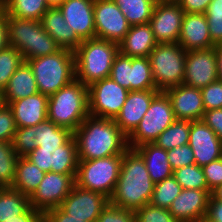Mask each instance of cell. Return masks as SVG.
Wrapping results in <instances>:
<instances>
[{
    "mask_svg": "<svg viewBox=\"0 0 222 222\" xmlns=\"http://www.w3.org/2000/svg\"><path fill=\"white\" fill-rule=\"evenodd\" d=\"M154 185L142 156L135 149L128 148L123 154L119 178L109 203L135 212L150 203Z\"/></svg>",
    "mask_w": 222,
    "mask_h": 222,
    "instance_id": "obj_1",
    "label": "cell"
},
{
    "mask_svg": "<svg viewBox=\"0 0 222 222\" xmlns=\"http://www.w3.org/2000/svg\"><path fill=\"white\" fill-rule=\"evenodd\" d=\"M78 160H92L124 154L128 149L127 136L114 119L88 115L73 132Z\"/></svg>",
    "mask_w": 222,
    "mask_h": 222,
    "instance_id": "obj_2",
    "label": "cell"
},
{
    "mask_svg": "<svg viewBox=\"0 0 222 222\" xmlns=\"http://www.w3.org/2000/svg\"><path fill=\"white\" fill-rule=\"evenodd\" d=\"M119 44L97 37L84 40L74 51L76 79L85 86L110 77Z\"/></svg>",
    "mask_w": 222,
    "mask_h": 222,
    "instance_id": "obj_3",
    "label": "cell"
},
{
    "mask_svg": "<svg viewBox=\"0 0 222 222\" xmlns=\"http://www.w3.org/2000/svg\"><path fill=\"white\" fill-rule=\"evenodd\" d=\"M89 115L88 87L76 78L48 97L47 119L74 132Z\"/></svg>",
    "mask_w": 222,
    "mask_h": 222,
    "instance_id": "obj_4",
    "label": "cell"
},
{
    "mask_svg": "<svg viewBox=\"0 0 222 222\" xmlns=\"http://www.w3.org/2000/svg\"><path fill=\"white\" fill-rule=\"evenodd\" d=\"M26 62L33 71L38 92L48 97L76 78L75 55L67 49Z\"/></svg>",
    "mask_w": 222,
    "mask_h": 222,
    "instance_id": "obj_5",
    "label": "cell"
},
{
    "mask_svg": "<svg viewBox=\"0 0 222 222\" xmlns=\"http://www.w3.org/2000/svg\"><path fill=\"white\" fill-rule=\"evenodd\" d=\"M7 26L9 46L18 50L25 62L54 54L61 49L38 20L7 16Z\"/></svg>",
    "mask_w": 222,
    "mask_h": 222,
    "instance_id": "obj_6",
    "label": "cell"
},
{
    "mask_svg": "<svg viewBox=\"0 0 222 222\" xmlns=\"http://www.w3.org/2000/svg\"><path fill=\"white\" fill-rule=\"evenodd\" d=\"M123 154L92 160H79L75 185L110 198L117 184Z\"/></svg>",
    "mask_w": 222,
    "mask_h": 222,
    "instance_id": "obj_7",
    "label": "cell"
},
{
    "mask_svg": "<svg viewBox=\"0 0 222 222\" xmlns=\"http://www.w3.org/2000/svg\"><path fill=\"white\" fill-rule=\"evenodd\" d=\"M186 52L179 43L157 44L149 55L158 91L183 84Z\"/></svg>",
    "mask_w": 222,
    "mask_h": 222,
    "instance_id": "obj_8",
    "label": "cell"
},
{
    "mask_svg": "<svg viewBox=\"0 0 222 222\" xmlns=\"http://www.w3.org/2000/svg\"><path fill=\"white\" fill-rule=\"evenodd\" d=\"M175 120L169 97L164 91H160L153 98L138 126L127 137L128 148L134 149L145 143H154Z\"/></svg>",
    "mask_w": 222,
    "mask_h": 222,
    "instance_id": "obj_9",
    "label": "cell"
},
{
    "mask_svg": "<svg viewBox=\"0 0 222 222\" xmlns=\"http://www.w3.org/2000/svg\"><path fill=\"white\" fill-rule=\"evenodd\" d=\"M128 90L106 77L88 87L89 115L115 119L123 107Z\"/></svg>",
    "mask_w": 222,
    "mask_h": 222,
    "instance_id": "obj_10",
    "label": "cell"
},
{
    "mask_svg": "<svg viewBox=\"0 0 222 222\" xmlns=\"http://www.w3.org/2000/svg\"><path fill=\"white\" fill-rule=\"evenodd\" d=\"M45 173L76 174L78 167L77 144L72 136L60 147H36L25 156Z\"/></svg>",
    "mask_w": 222,
    "mask_h": 222,
    "instance_id": "obj_11",
    "label": "cell"
},
{
    "mask_svg": "<svg viewBox=\"0 0 222 222\" xmlns=\"http://www.w3.org/2000/svg\"><path fill=\"white\" fill-rule=\"evenodd\" d=\"M76 174L48 172L29 197L30 205L41 212L59 207L75 185Z\"/></svg>",
    "mask_w": 222,
    "mask_h": 222,
    "instance_id": "obj_12",
    "label": "cell"
},
{
    "mask_svg": "<svg viewBox=\"0 0 222 222\" xmlns=\"http://www.w3.org/2000/svg\"><path fill=\"white\" fill-rule=\"evenodd\" d=\"M184 15L176 1L156 2L149 24L157 44L178 43Z\"/></svg>",
    "mask_w": 222,
    "mask_h": 222,
    "instance_id": "obj_13",
    "label": "cell"
},
{
    "mask_svg": "<svg viewBox=\"0 0 222 222\" xmlns=\"http://www.w3.org/2000/svg\"><path fill=\"white\" fill-rule=\"evenodd\" d=\"M95 37L119 44L130 29L125 15L113 0L94 1Z\"/></svg>",
    "mask_w": 222,
    "mask_h": 222,
    "instance_id": "obj_14",
    "label": "cell"
},
{
    "mask_svg": "<svg viewBox=\"0 0 222 222\" xmlns=\"http://www.w3.org/2000/svg\"><path fill=\"white\" fill-rule=\"evenodd\" d=\"M218 80L215 49H199L186 52L183 84L203 88Z\"/></svg>",
    "mask_w": 222,
    "mask_h": 222,
    "instance_id": "obj_15",
    "label": "cell"
},
{
    "mask_svg": "<svg viewBox=\"0 0 222 222\" xmlns=\"http://www.w3.org/2000/svg\"><path fill=\"white\" fill-rule=\"evenodd\" d=\"M109 204V198L102 193L89 191L74 185L59 208L72 217L95 222Z\"/></svg>",
    "mask_w": 222,
    "mask_h": 222,
    "instance_id": "obj_16",
    "label": "cell"
},
{
    "mask_svg": "<svg viewBox=\"0 0 222 222\" xmlns=\"http://www.w3.org/2000/svg\"><path fill=\"white\" fill-rule=\"evenodd\" d=\"M188 144L199 167L222 157V141L203 120L191 121Z\"/></svg>",
    "mask_w": 222,
    "mask_h": 222,
    "instance_id": "obj_17",
    "label": "cell"
},
{
    "mask_svg": "<svg viewBox=\"0 0 222 222\" xmlns=\"http://www.w3.org/2000/svg\"><path fill=\"white\" fill-rule=\"evenodd\" d=\"M169 97L175 119L202 120L205 109L201 89L180 84L164 91Z\"/></svg>",
    "mask_w": 222,
    "mask_h": 222,
    "instance_id": "obj_18",
    "label": "cell"
},
{
    "mask_svg": "<svg viewBox=\"0 0 222 222\" xmlns=\"http://www.w3.org/2000/svg\"><path fill=\"white\" fill-rule=\"evenodd\" d=\"M157 89L129 91L120 113L114 119L119 129L128 137L147 112Z\"/></svg>",
    "mask_w": 222,
    "mask_h": 222,
    "instance_id": "obj_19",
    "label": "cell"
},
{
    "mask_svg": "<svg viewBox=\"0 0 222 222\" xmlns=\"http://www.w3.org/2000/svg\"><path fill=\"white\" fill-rule=\"evenodd\" d=\"M94 1L65 0L58 7L68 26L74 30L81 41L95 37Z\"/></svg>",
    "mask_w": 222,
    "mask_h": 222,
    "instance_id": "obj_20",
    "label": "cell"
},
{
    "mask_svg": "<svg viewBox=\"0 0 222 222\" xmlns=\"http://www.w3.org/2000/svg\"><path fill=\"white\" fill-rule=\"evenodd\" d=\"M210 196L206 190L182 189L168 210L178 222H200L206 216Z\"/></svg>",
    "mask_w": 222,
    "mask_h": 222,
    "instance_id": "obj_21",
    "label": "cell"
},
{
    "mask_svg": "<svg viewBox=\"0 0 222 222\" xmlns=\"http://www.w3.org/2000/svg\"><path fill=\"white\" fill-rule=\"evenodd\" d=\"M178 43L185 51L210 49L215 46L204 13H185Z\"/></svg>",
    "mask_w": 222,
    "mask_h": 222,
    "instance_id": "obj_22",
    "label": "cell"
},
{
    "mask_svg": "<svg viewBox=\"0 0 222 222\" xmlns=\"http://www.w3.org/2000/svg\"><path fill=\"white\" fill-rule=\"evenodd\" d=\"M12 110L16 127L37 126L47 119L48 96L37 94L8 103Z\"/></svg>",
    "mask_w": 222,
    "mask_h": 222,
    "instance_id": "obj_23",
    "label": "cell"
},
{
    "mask_svg": "<svg viewBox=\"0 0 222 222\" xmlns=\"http://www.w3.org/2000/svg\"><path fill=\"white\" fill-rule=\"evenodd\" d=\"M44 30L55 40L61 49L75 51L82 42L74 30L68 26L58 7L48 8L40 19Z\"/></svg>",
    "mask_w": 222,
    "mask_h": 222,
    "instance_id": "obj_24",
    "label": "cell"
},
{
    "mask_svg": "<svg viewBox=\"0 0 222 222\" xmlns=\"http://www.w3.org/2000/svg\"><path fill=\"white\" fill-rule=\"evenodd\" d=\"M156 45L149 23L132 25L119 43V52L128 57H149Z\"/></svg>",
    "mask_w": 222,
    "mask_h": 222,
    "instance_id": "obj_25",
    "label": "cell"
},
{
    "mask_svg": "<svg viewBox=\"0 0 222 222\" xmlns=\"http://www.w3.org/2000/svg\"><path fill=\"white\" fill-rule=\"evenodd\" d=\"M38 93L33 71L27 62L16 69L7 86L1 92V102L8 104Z\"/></svg>",
    "mask_w": 222,
    "mask_h": 222,
    "instance_id": "obj_26",
    "label": "cell"
},
{
    "mask_svg": "<svg viewBox=\"0 0 222 222\" xmlns=\"http://www.w3.org/2000/svg\"><path fill=\"white\" fill-rule=\"evenodd\" d=\"M134 149L142 156L149 176L154 183L173 176L166 150L155 143H145Z\"/></svg>",
    "mask_w": 222,
    "mask_h": 222,
    "instance_id": "obj_27",
    "label": "cell"
},
{
    "mask_svg": "<svg viewBox=\"0 0 222 222\" xmlns=\"http://www.w3.org/2000/svg\"><path fill=\"white\" fill-rule=\"evenodd\" d=\"M45 174L26 157H19L11 188L30 197L36 191Z\"/></svg>",
    "mask_w": 222,
    "mask_h": 222,
    "instance_id": "obj_28",
    "label": "cell"
},
{
    "mask_svg": "<svg viewBox=\"0 0 222 222\" xmlns=\"http://www.w3.org/2000/svg\"><path fill=\"white\" fill-rule=\"evenodd\" d=\"M0 8L6 16L40 21L49 7L45 0H1Z\"/></svg>",
    "mask_w": 222,
    "mask_h": 222,
    "instance_id": "obj_29",
    "label": "cell"
},
{
    "mask_svg": "<svg viewBox=\"0 0 222 222\" xmlns=\"http://www.w3.org/2000/svg\"><path fill=\"white\" fill-rule=\"evenodd\" d=\"M30 198L11 187L0 188V222L15 219L29 208Z\"/></svg>",
    "mask_w": 222,
    "mask_h": 222,
    "instance_id": "obj_30",
    "label": "cell"
},
{
    "mask_svg": "<svg viewBox=\"0 0 222 222\" xmlns=\"http://www.w3.org/2000/svg\"><path fill=\"white\" fill-rule=\"evenodd\" d=\"M157 1L158 0H113L131 26L149 23Z\"/></svg>",
    "mask_w": 222,
    "mask_h": 222,
    "instance_id": "obj_31",
    "label": "cell"
},
{
    "mask_svg": "<svg viewBox=\"0 0 222 222\" xmlns=\"http://www.w3.org/2000/svg\"><path fill=\"white\" fill-rule=\"evenodd\" d=\"M35 136L37 147H60L73 136V132L46 119L36 126Z\"/></svg>",
    "mask_w": 222,
    "mask_h": 222,
    "instance_id": "obj_32",
    "label": "cell"
},
{
    "mask_svg": "<svg viewBox=\"0 0 222 222\" xmlns=\"http://www.w3.org/2000/svg\"><path fill=\"white\" fill-rule=\"evenodd\" d=\"M190 127L191 121L176 119L158 136L154 143L166 151L186 145L189 141Z\"/></svg>",
    "mask_w": 222,
    "mask_h": 222,
    "instance_id": "obj_33",
    "label": "cell"
},
{
    "mask_svg": "<svg viewBox=\"0 0 222 222\" xmlns=\"http://www.w3.org/2000/svg\"><path fill=\"white\" fill-rule=\"evenodd\" d=\"M157 89L149 57H131V91Z\"/></svg>",
    "mask_w": 222,
    "mask_h": 222,
    "instance_id": "obj_34",
    "label": "cell"
},
{
    "mask_svg": "<svg viewBox=\"0 0 222 222\" xmlns=\"http://www.w3.org/2000/svg\"><path fill=\"white\" fill-rule=\"evenodd\" d=\"M173 177L182 189L206 190L210 195L212 194V191L208 188L202 167H199L196 163L174 170Z\"/></svg>",
    "mask_w": 222,
    "mask_h": 222,
    "instance_id": "obj_35",
    "label": "cell"
},
{
    "mask_svg": "<svg viewBox=\"0 0 222 222\" xmlns=\"http://www.w3.org/2000/svg\"><path fill=\"white\" fill-rule=\"evenodd\" d=\"M18 158L12 143L0 141V188L12 186Z\"/></svg>",
    "mask_w": 222,
    "mask_h": 222,
    "instance_id": "obj_36",
    "label": "cell"
},
{
    "mask_svg": "<svg viewBox=\"0 0 222 222\" xmlns=\"http://www.w3.org/2000/svg\"><path fill=\"white\" fill-rule=\"evenodd\" d=\"M182 187L173 176L155 183L150 204L169 209L174 199L181 193Z\"/></svg>",
    "mask_w": 222,
    "mask_h": 222,
    "instance_id": "obj_37",
    "label": "cell"
},
{
    "mask_svg": "<svg viewBox=\"0 0 222 222\" xmlns=\"http://www.w3.org/2000/svg\"><path fill=\"white\" fill-rule=\"evenodd\" d=\"M24 62V57L14 47L8 46L0 50V92L7 86L16 69Z\"/></svg>",
    "mask_w": 222,
    "mask_h": 222,
    "instance_id": "obj_38",
    "label": "cell"
},
{
    "mask_svg": "<svg viewBox=\"0 0 222 222\" xmlns=\"http://www.w3.org/2000/svg\"><path fill=\"white\" fill-rule=\"evenodd\" d=\"M204 14L212 43L214 45L222 43V0H212Z\"/></svg>",
    "mask_w": 222,
    "mask_h": 222,
    "instance_id": "obj_39",
    "label": "cell"
},
{
    "mask_svg": "<svg viewBox=\"0 0 222 222\" xmlns=\"http://www.w3.org/2000/svg\"><path fill=\"white\" fill-rule=\"evenodd\" d=\"M35 135L36 126L17 128L12 145L19 157H25L37 147Z\"/></svg>",
    "mask_w": 222,
    "mask_h": 222,
    "instance_id": "obj_40",
    "label": "cell"
},
{
    "mask_svg": "<svg viewBox=\"0 0 222 222\" xmlns=\"http://www.w3.org/2000/svg\"><path fill=\"white\" fill-rule=\"evenodd\" d=\"M110 77L123 88L131 91V57L119 52L114 58Z\"/></svg>",
    "mask_w": 222,
    "mask_h": 222,
    "instance_id": "obj_41",
    "label": "cell"
},
{
    "mask_svg": "<svg viewBox=\"0 0 222 222\" xmlns=\"http://www.w3.org/2000/svg\"><path fill=\"white\" fill-rule=\"evenodd\" d=\"M136 222H178L166 208L148 203L134 212Z\"/></svg>",
    "mask_w": 222,
    "mask_h": 222,
    "instance_id": "obj_42",
    "label": "cell"
},
{
    "mask_svg": "<svg viewBox=\"0 0 222 222\" xmlns=\"http://www.w3.org/2000/svg\"><path fill=\"white\" fill-rule=\"evenodd\" d=\"M17 130L12 110L8 104L0 103V141L12 143Z\"/></svg>",
    "mask_w": 222,
    "mask_h": 222,
    "instance_id": "obj_43",
    "label": "cell"
},
{
    "mask_svg": "<svg viewBox=\"0 0 222 222\" xmlns=\"http://www.w3.org/2000/svg\"><path fill=\"white\" fill-rule=\"evenodd\" d=\"M205 111L222 108V81L219 79L201 88Z\"/></svg>",
    "mask_w": 222,
    "mask_h": 222,
    "instance_id": "obj_44",
    "label": "cell"
},
{
    "mask_svg": "<svg viewBox=\"0 0 222 222\" xmlns=\"http://www.w3.org/2000/svg\"><path fill=\"white\" fill-rule=\"evenodd\" d=\"M167 154L169 164L173 171L195 163L194 154L189 144L170 149L167 151Z\"/></svg>",
    "mask_w": 222,
    "mask_h": 222,
    "instance_id": "obj_45",
    "label": "cell"
},
{
    "mask_svg": "<svg viewBox=\"0 0 222 222\" xmlns=\"http://www.w3.org/2000/svg\"><path fill=\"white\" fill-rule=\"evenodd\" d=\"M95 222H136L133 211L121 209L110 203Z\"/></svg>",
    "mask_w": 222,
    "mask_h": 222,
    "instance_id": "obj_46",
    "label": "cell"
},
{
    "mask_svg": "<svg viewBox=\"0 0 222 222\" xmlns=\"http://www.w3.org/2000/svg\"><path fill=\"white\" fill-rule=\"evenodd\" d=\"M202 169L211 191L222 184V157L203 166Z\"/></svg>",
    "mask_w": 222,
    "mask_h": 222,
    "instance_id": "obj_47",
    "label": "cell"
},
{
    "mask_svg": "<svg viewBox=\"0 0 222 222\" xmlns=\"http://www.w3.org/2000/svg\"><path fill=\"white\" fill-rule=\"evenodd\" d=\"M202 120L222 141V108L205 111Z\"/></svg>",
    "mask_w": 222,
    "mask_h": 222,
    "instance_id": "obj_48",
    "label": "cell"
},
{
    "mask_svg": "<svg viewBox=\"0 0 222 222\" xmlns=\"http://www.w3.org/2000/svg\"><path fill=\"white\" fill-rule=\"evenodd\" d=\"M43 222H88L83 218L72 217L59 207L49 209L43 213Z\"/></svg>",
    "mask_w": 222,
    "mask_h": 222,
    "instance_id": "obj_49",
    "label": "cell"
},
{
    "mask_svg": "<svg viewBox=\"0 0 222 222\" xmlns=\"http://www.w3.org/2000/svg\"><path fill=\"white\" fill-rule=\"evenodd\" d=\"M212 0H177L184 13H205Z\"/></svg>",
    "mask_w": 222,
    "mask_h": 222,
    "instance_id": "obj_50",
    "label": "cell"
},
{
    "mask_svg": "<svg viewBox=\"0 0 222 222\" xmlns=\"http://www.w3.org/2000/svg\"><path fill=\"white\" fill-rule=\"evenodd\" d=\"M205 219L208 222H222V202L216 200L212 195L208 200Z\"/></svg>",
    "mask_w": 222,
    "mask_h": 222,
    "instance_id": "obj_51",
    "label": "cell"
},
{
    "mask_svg": "<svg viewBox=\"0 0 222 222\" xmlns=\"http://www.w3.org/2000/svg\"><path fill=\"white\" fill-rule=\"evenodd\" d=\"M3 222H43V212L31 206L24 214L16 216L15 219L3 220Z\"/></svg>",
    "mask_w": 222,
    "mask_h": 222,
    "instance_id": "obj_52",
    "label": "cell"
},
{
    "mask_svg": "<svg viewBox=\"0 0 222 222\" xmlns=\"http://www.w3.org/2000/svg\"><path fill=\"white\" fill-rule=\"evenodd\" d=\"M9 46L6 13L0 8V50Z\"/></svg>",
    "mask_w": 222,
    "mask_h": 222,
    "instance_id": "obj_53",
    "label": "cell"
},
{
    "mask_svg": "<svg viewBox=\"0 0 222 222\" xmlns=\"http://www.w3.org/2000/svg\"><path fill=\"white\" fill-rule=\"evenodd\" d=\"M217 57L218 79L222 81V43L214 46Z\"/></svg>",
    "mask_w": 222,
    "mask_h": 222,
    "instance_id": "obj_54",
    "label": "cell"
},
{
    "mask_svg": "<svg viewBox=\"0 0 222 222\" xmlns=\"http://www.w3.org/2000/svg\"><path fill=\"white\" fill-rule=\"evenodd\" d=\"M216 200H219L222 202V184L219 185L217 188H215L213 191H212V194H211Z\"/></svg>",
    "mask_w": 222,
    "mask_h": 222,
    "instance_id": "obj_55",
    "label": "cell"
},
{
    "mask_svg": "<svg viewBox=\"0 0 222 222\" xmlns=\"http://www.w3.org/2000/svg\"><path fill=\"white\" fill-rule=\"evenodd\" d=\"M49 8L59 7L65 0H45Z\"/></svg>",
    "mask_w": 222,
    "mask_h": 222,
    "instance_id": "obj_56",
    "label": "cell"
},
{
    "mask_svg": "<svg viewBox=\"0 0 222 222\" xmlns=\"http://www.w3.org/2000/svg\"><path fill=\"white\" fill-rule=\"evenodd\" d=\"M200 222H208L205 218L203 220H201Z\"/></svg>",
    "mask_w": 222,
    "mask_h": 222,
    "instance_id": "obj_57",
    "label": "cell"
}]
</instances>
